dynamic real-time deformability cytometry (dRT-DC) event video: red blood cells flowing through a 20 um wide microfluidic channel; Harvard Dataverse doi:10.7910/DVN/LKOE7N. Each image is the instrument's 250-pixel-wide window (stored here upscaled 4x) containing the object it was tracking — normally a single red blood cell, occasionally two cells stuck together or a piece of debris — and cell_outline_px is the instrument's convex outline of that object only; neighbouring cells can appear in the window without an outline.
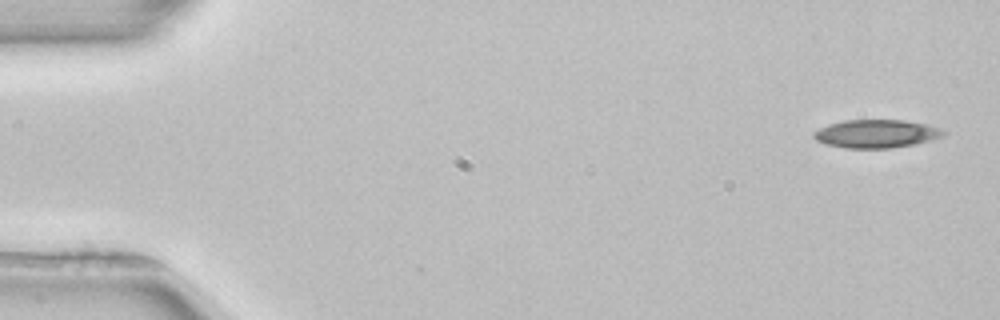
{"species": "common noctule bat (a hibernating species)", "species_latin": "Nyctalus noctula", "temperature_condition": "room temperature", "stored_images_in_passage": 33, "camera_frame_rate_fps": 3000, "um_per_image_px": 0.085, "animal": {"sex": "female", "body_mass_g": 22.7, "forearm_length_mm": 54.2}, "frame": {"image": 1, "passage_image": 1, "time_ms": 0.0, "image_size_px": [1000, 320], "cell_outline_px": [[948, 132], [944, 136], [932, 140], [916, 144], [892, 148], [844, 148], [828, 144], [816, 140], [812, 136], [812, 132], [828, 124], [844, 120], [904, 120], [928, 124], [940, 128]], "centroid_in_image_um": [74.53, 11.36], "position_along_channel_um": 10.5, "area_um2": 21.56}}
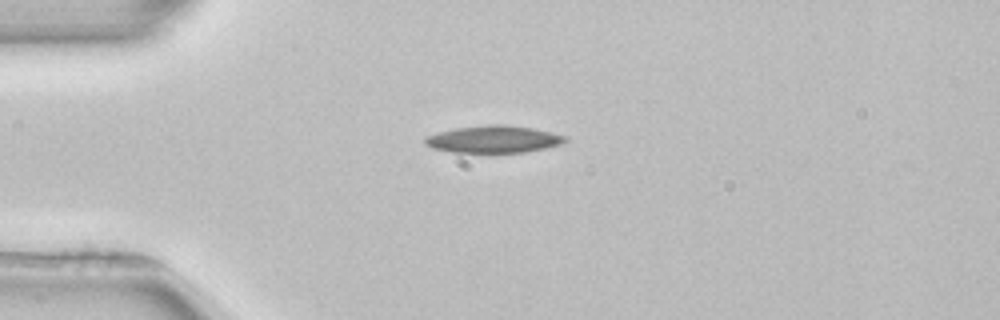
{"frame": {"image": 2, "passage_image": 12, "time_ms": 3.667, "image_size_px": [1000, 320], "cell_outline_px": [[568, 140], [560, 144], [544, 148], [524, 152], [488, 156], [452, 152], [432, 148], [424, 144], [424, 136], [456, 128], [488, 124], [500, 124], [532, 128], [552, 132], [568, 136]], "centroid_in_image_um": [41.93, 11.88], "position_along_channel_um": 43.1, "area_um2": 23.18}}
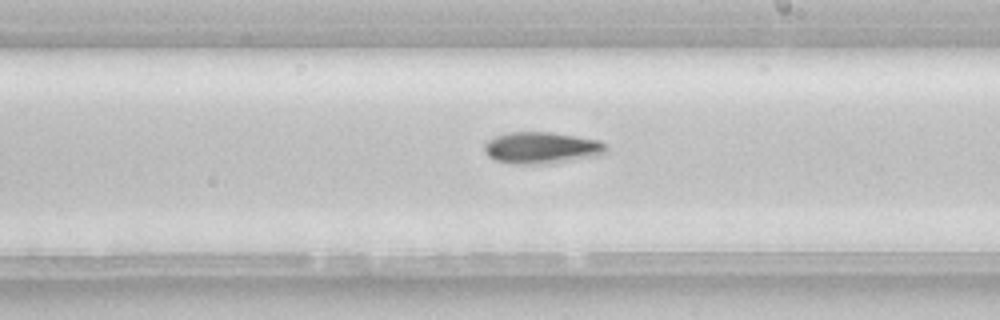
{"frame": {"image": 3, "passage_image": 29, "time_ms": 9.333, "image_size_px": [1000, 320], "cell_outline_px": [[608, 148], [600, 156], [556, 164], [512, 164], [496, 160], [488, 156], [484, 152], [484, 144], [488, 140], [496, 136], [508, 132], [552, 132], [600, 140]], "centroid_in_image_um": [46.07, 12.58], "position_along_channel_um": 242.9, "area_um2": 22.95}}